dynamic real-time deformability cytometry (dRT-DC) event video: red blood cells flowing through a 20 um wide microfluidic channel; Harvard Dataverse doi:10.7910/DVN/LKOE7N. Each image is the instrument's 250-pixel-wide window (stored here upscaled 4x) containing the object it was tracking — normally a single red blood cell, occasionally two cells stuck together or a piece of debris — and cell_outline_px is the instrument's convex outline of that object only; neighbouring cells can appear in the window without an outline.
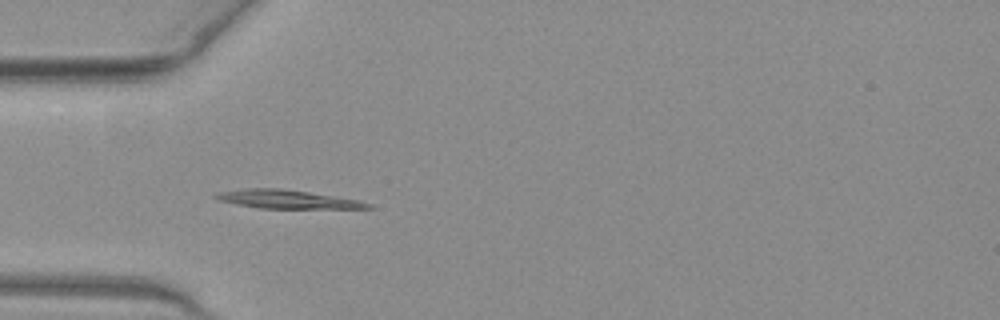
{"species": "common noctule bat (a hibernating species)", "species_latin": "Nyctalus noctula", "temperature_condition": "warm", "stored_images_in_passage": 36, "camera_frame_rate_fps": 3000, "um_per_image_px": 0.085, "animal": {"sex": "female", "body_mass_g": 19.3, "forearm_length_mm": 54.1}, "frame": {"image": 1, "passage_image": 1, "time_ms": 0.0, "image_size_px": [1000, 320], "cell_outline_px": [[376, 208], [260, 208], [236, 204], [220, 200], [212, 196], [216, 192], [248, 188], [280, 188], [308, 192], [356, 200], [372, 204]], "centroid_in_image_um": [24.36, 16.93], "position_along_channel_um": 60.6, "area_um2": 16.13}}
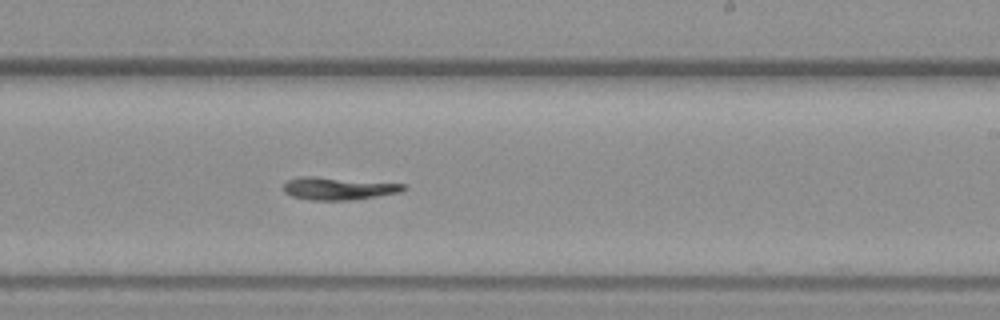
{"frame": {"image": 2, "passage_image": 16, "time_ms": 5.0, "image_size_px": [1000, 320], "cell_outline_px": [[408, 188], [400, 192], [376, 196], [348, 200], [312, 200], [292, 196], [284, 192], [284, 184], [288, 180], [300, 176], [316, 176], [404, 184]], "centroid_in_image_um": [28.74, 16.01], "position_along_channel_um": 260.3, "area_um2": 15.66}}
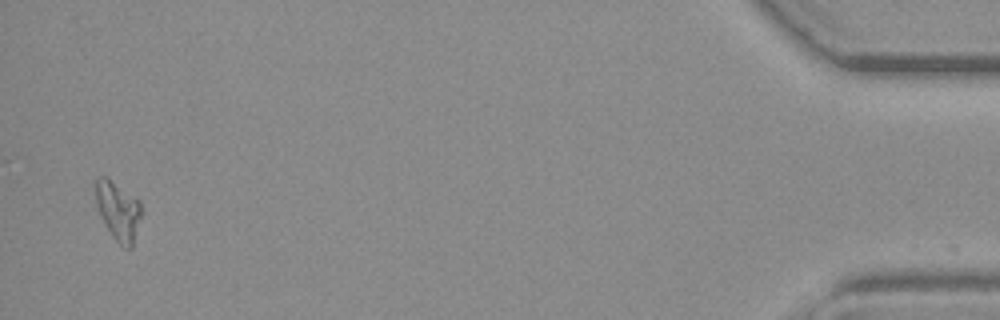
{"frame": {"image": 3, "passage_image": 35, "time_ms": 11.333, "image_size_px": [1000, 320], "cell_outline_px": [[140, 216], [132, 248], [124, 248], [112, 236], [104, 224], [100, 216], [96, 204], [96, 180], [100, 176], [108, 176], [140, 200]], "centroid_in_image_um": [10.02, 17.89], "position_along_channel_um": 425.2, "area_um2": 15.66}}